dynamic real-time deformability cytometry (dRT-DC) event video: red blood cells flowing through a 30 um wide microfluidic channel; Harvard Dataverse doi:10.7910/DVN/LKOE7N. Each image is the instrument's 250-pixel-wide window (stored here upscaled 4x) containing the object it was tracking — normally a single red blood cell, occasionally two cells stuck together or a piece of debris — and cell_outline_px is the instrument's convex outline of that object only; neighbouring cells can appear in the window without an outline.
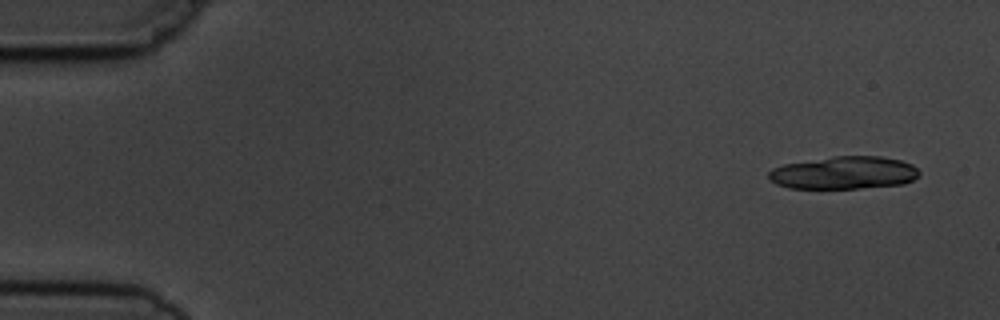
{"species": "common noctule bat (a hibernating species)", "species_latin": "Nyctalus noctula", "temperature_condition": "cold", "stored_images_in_passage": 5, "camera_frame_rate_fps": 3000, "um_per_image_px": 0.085, "animal": {"sex": "male", "body_mass_g": 19.5, "forearm_length_mm": 54.6}, "frame": {"image": 1, "passage_image": 1, "time_ms": 0.0, "image_size_px": [1000, 320], "cell_outline_px": [[920, 176], [904, 184], [860, 188], [788, 188], [776, 184], [768, 176], [768, 172], [772, 168], [784, 164], [832, 156], [880, 156], [900, 160], [912, 164], [920, 172]], "centroid_in_image_um": [71.75, 14.68], "position_along_channel_um": 13.3, "area_um2": 28.78}}